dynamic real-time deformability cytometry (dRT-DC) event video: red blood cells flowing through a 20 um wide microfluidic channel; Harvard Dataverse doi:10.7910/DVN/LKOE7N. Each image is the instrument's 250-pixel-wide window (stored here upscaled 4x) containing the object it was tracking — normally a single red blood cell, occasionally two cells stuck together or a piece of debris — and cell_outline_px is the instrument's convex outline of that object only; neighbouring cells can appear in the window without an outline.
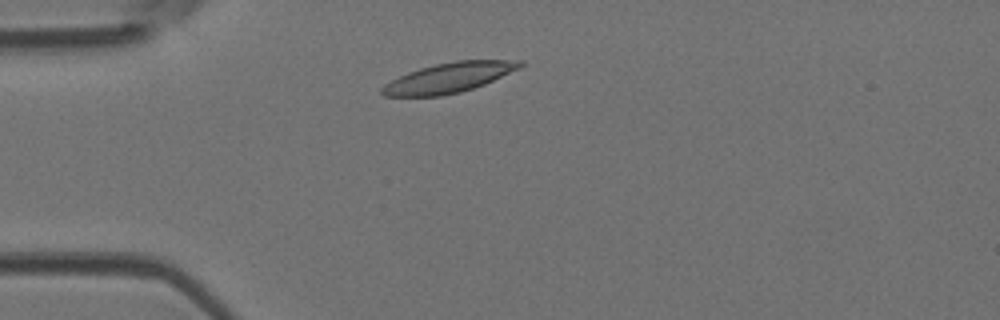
{"species": "Egyptian fruit bat (a non-hibernating species)", "species_latin": "Rousettus aegyptiacus", "temperature_condition": "room temperature", "stored_images_in_passage": 2, "camera_frame_rate_fps": 3000, "um_per_image_px": 0.085, "animal": {"sex": "female"}, "frame": {"image": 1, "passage_image": 2, "time_ms": 0.333, "image_size_px": [1000, 320], "cell_outline_px": [[524, 64], [520, 68], [484, 84], [460, 92], [440, 96], [384, 96], [380, 92], [380, 88], [384, 84], [408, 72], [420, 68], [436, 64], [456, 60], [524, 60]], "centroid_in_image_um": [38.15, 6.6], "position_along_channel_um": 46.8, "area_um2": 23.93}}